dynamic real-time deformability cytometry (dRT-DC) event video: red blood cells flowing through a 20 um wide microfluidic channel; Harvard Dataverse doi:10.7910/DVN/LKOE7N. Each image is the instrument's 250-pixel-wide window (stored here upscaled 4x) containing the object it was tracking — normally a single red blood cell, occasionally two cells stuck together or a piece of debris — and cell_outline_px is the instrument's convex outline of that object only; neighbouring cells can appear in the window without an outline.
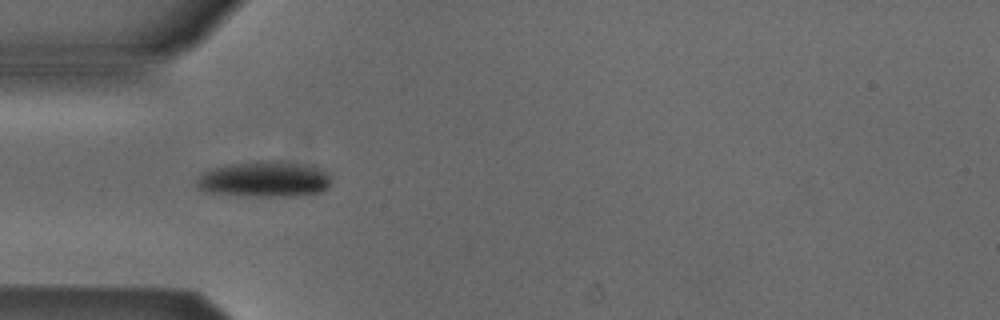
{"species": "Egyptian fruit bat (a non-hibernating species)", "species_latin": "Rousettus aegyptiacus", "temperature_condition": "cold", "stored_images_in_passage": 5, "camera_frame_rate_fps": 3000, "um_per_image_px": 0.085, "animal": {"sex": "male"}, "frame": {"image": 1, "passage_image": 3, "time_ms": 0.667, "image_size_px": [1000, 320], "cell_outline_px": [[328, 188], [320, 192], [296, 196], [248, 196], [204, 192], [196, 184], [196, 180], [204, 172], [216, 168], [232, 164], [260, 160], [280, 160], [316, 164], [328, 172]], "centroid_in_image_um": [22.54, 15.21], "position_along_channel_um": 62.5, "area_um2": 28.44}}
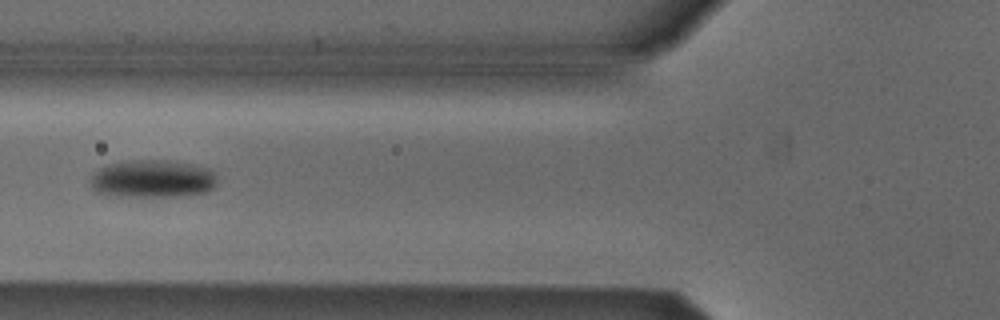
{"frame": {"image": 2, "passage_image": 4, "time_ms": 1.0, "image_size_px": [1000, 320], "cell_outline_px": [[216, 184], [208, 192], [180, 196], [108, 196], [96, 192], [92, 188], [92, 176], [100, 168], [112, 164], [136, 160], [168, 160], [196, 164], [212, 168], [216, 180]], "centroid_in_image_um": [13.03, 15.2], "position_along_channel_um": 112.8, "area_um2": 27.98}}
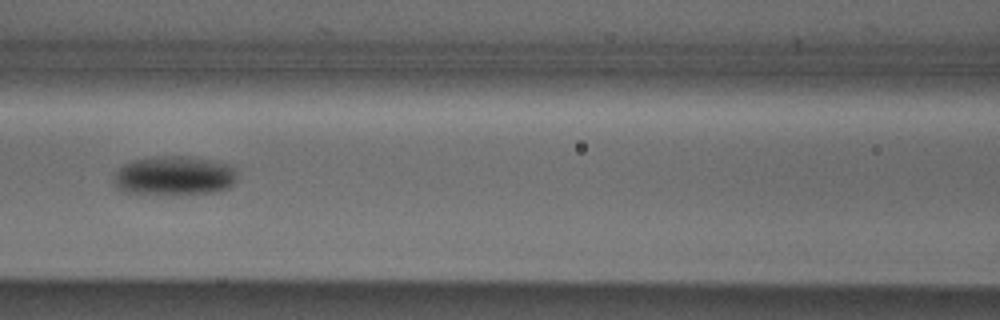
{"frame": {"image": 3, "passage_image": 5, "time_ms": 1.333, "image_size_px": [1000, 320], "cell_outline_px": [[236, 180], [228, 188], [216, 192], [180, 196], [176, 196], [124, 192], [116, 188], [112, 184], [116, 172], [124, 164], [132, 160], [152, 156], [184, 156], [208, 160], [228, 164], [236, 168]], "centroid_in_image_um": [14.79, 14.97], "position_along_channel_um": 151.8, "area_um2": 28.96}}